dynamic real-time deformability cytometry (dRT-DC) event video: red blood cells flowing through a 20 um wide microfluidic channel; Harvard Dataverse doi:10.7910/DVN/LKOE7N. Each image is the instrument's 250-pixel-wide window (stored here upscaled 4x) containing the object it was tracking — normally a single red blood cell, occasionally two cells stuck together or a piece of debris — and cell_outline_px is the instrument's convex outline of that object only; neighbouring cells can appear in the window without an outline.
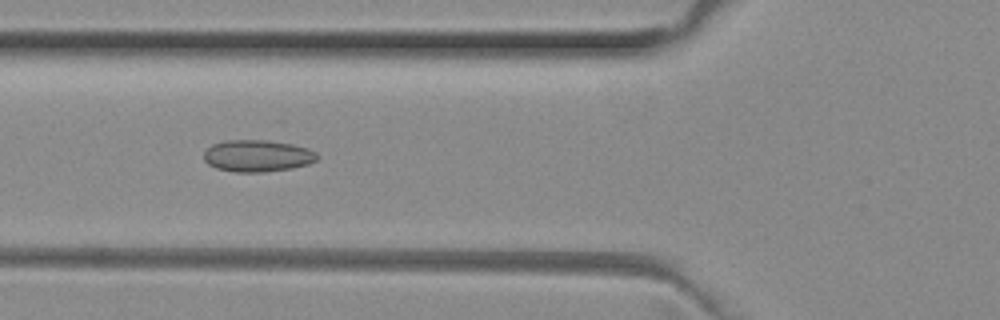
{"species": "common noctule bat (a hibernating species)", "species_latin": "Nyctalus noctula", "temperature_condition": "room temperature", "stored_images_in_passage": 50, "camera_frame_rate_fps": 3000, "um_per_image_px": 0.085, "animal": {"sex": "female", "body_mass_g": 29.2, "forearm_length_mm": 56.3}, "frame": {"image": 1, "passage_image": 18, "time_ms": 5.667, "image_size_px": [1000, 320], "cell_outline_px": [[320, 156], [316, 160], [308, 164], [292, 168], [264, 172], [236, 172], [216, 168], [208, 164], [204, 160], [204, 152], [212, 144], [228, 140], [268, 140], [292, 144], [308, 148], [316, 152]], "centroid_in_image_um": [21.9, 13.24], "position_along_channel_um": 103.9, "area_um2": 21.1}}
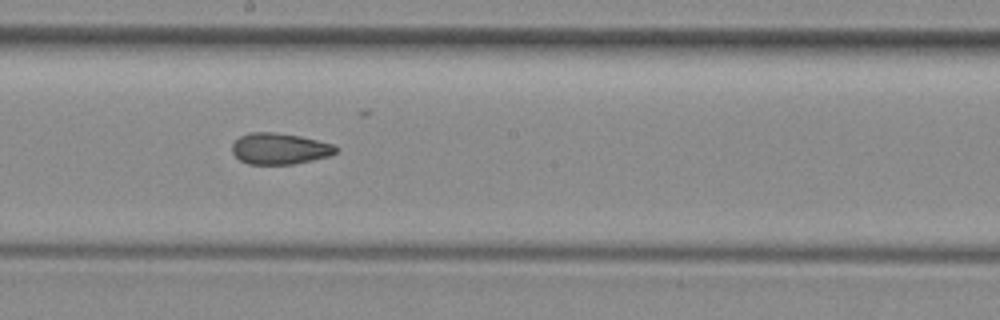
{"frame": {"image": 2, "passage_image": 27, "time_ms": 8.667, "image_size_px": [1000, 320], "cell_outline_px": [[340, 148], [336, 152], [328, 156], [312, 160], [292, 164], [248, 164], [240, 160], [232, 152], [232, 144], [240, 136], [252, 132], [272, 132], [300, 136], [332, 144]], "centroid_in_image_um": [23.76, 12.64], "position_along_channel_um": 224.4, "area_um2": 18.73}}
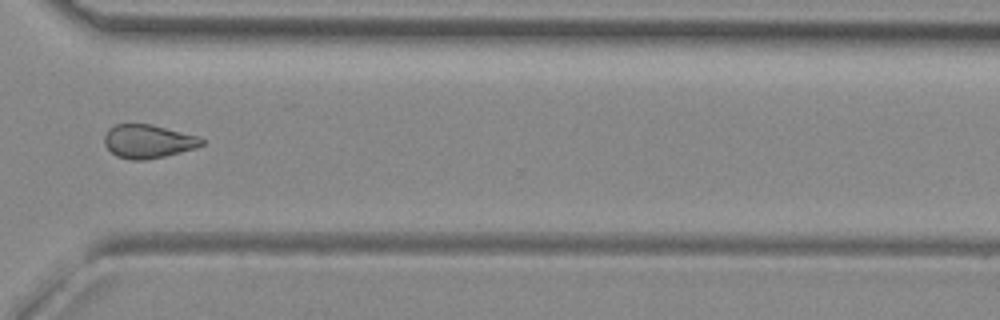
{"frame": {"image": 3, "passage_image": 37, "time_ms": 12.0, "image_size_px": [1000, 320], "cell_outline_px": [[204, 144], [196, 148], [148, 160], [132, 160], [116, 156], [104, 144], [104, 136], [108, 128], [116, 124], [152, 124], [196, 136], [204, 140]], "centroid_in_image_um": [12.56, 12.02], "position_along_channel_um": 358.0, "area_um2": 18.96}, "authors_computed_cell_mechanics": {"area_um2": 19.7676, "velocity_mm_per_s": 4.0089, "shape_relaxation_time_tau1_ms": null, "shape_relaxation_time_tau2_ms": 1.9911, "deformation_change_tau1": null, "deformation_change_tau2": 0.084}}